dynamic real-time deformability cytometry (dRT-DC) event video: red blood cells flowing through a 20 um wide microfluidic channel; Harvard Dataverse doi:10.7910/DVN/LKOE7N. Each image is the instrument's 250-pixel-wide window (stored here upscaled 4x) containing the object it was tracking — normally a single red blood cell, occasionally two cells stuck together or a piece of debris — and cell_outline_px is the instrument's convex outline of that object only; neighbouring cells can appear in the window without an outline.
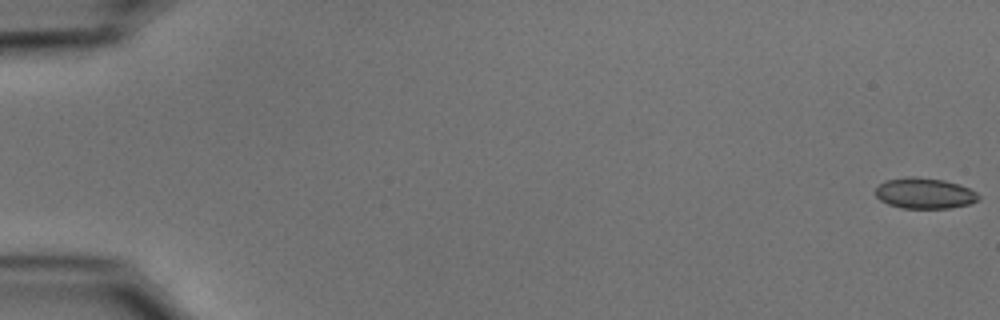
{"species": "common noctule bat (a hibernating species)", "species_latin": "Nyctalus noctula", "temperature_condition": "cold", "stored_images_in_passage": 55, "camera_frame_rate_fps": 3000, "um_per_image_px": 0.085, "animal": {"sex": "male", "body_mass_g": 15.6}, "frame": {"image": 1, "passage_image": 1, "time_ms": 0.0, "image_size_px": [1000, 320], "cell_outline_px": [[980, 200], [968, 204], [948, 208], [900, 208], [888, 204], [880, 200], [876, 196], [876, 188], [884, 180], [904, 176], [916, 176], [944, 180], [968, 188], [976, 192], [980, 196]], "centroid_in_image_um": [78.56, 16.42], "position_along_channel_um": 6.4, "area_um2": 18.55}}
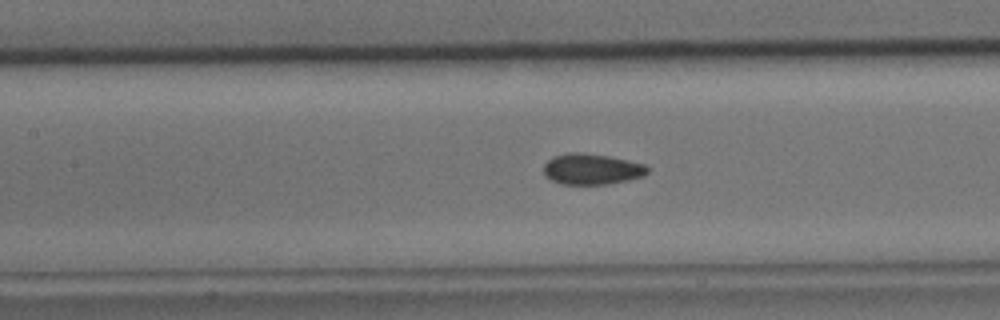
{"frame": {"image": 2, "passage_image": 26, "time_ms": 8.333, "image_size_px": [1000, 320], "cell_outline_px": [[648, 172], [644, 176], [628, 180], [604, 184], [560, 184], [544, 176], [544, 164], [552, 156], [568, 152], [584, 152], [608, 156], [628, 160], [644, 164], [648, 168]], "centroid_in_image_um": [50.27, 14.36], "position_along_channel_um": 157.1, "area_um2": 18.79}}
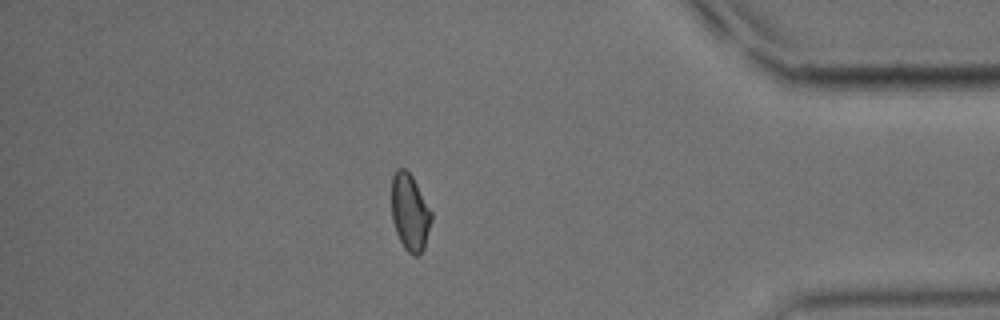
{"frame": {"image": 3, "passage_image": 48, "time_ms": 15.667, "image_size_px": [1000, 320], "cell_outline_px": [[432, 220], [424, 248], [416, 256], [412, 256], [404, 248], [396, 232], [392, 220], [392, 176], [396, 168], [404, 168], [412, 176], [432, 212]], "centroid_in_image_um": [34.84, 18.05], "position_along_channel_um": 400.4, "area_um2": 17.8}, "authors_computed_cell_mechanics": {"area_um2": 18.4382, "velocity_mm_per_s": 3.7337, "shape_relaxation_time_tau1_ms": 5.946, "shape_relaxation_time_tau2_ms": 1.9907, "deformation_change_tau1": 0.0949, "deformation_change_tau2": 0.0695}}